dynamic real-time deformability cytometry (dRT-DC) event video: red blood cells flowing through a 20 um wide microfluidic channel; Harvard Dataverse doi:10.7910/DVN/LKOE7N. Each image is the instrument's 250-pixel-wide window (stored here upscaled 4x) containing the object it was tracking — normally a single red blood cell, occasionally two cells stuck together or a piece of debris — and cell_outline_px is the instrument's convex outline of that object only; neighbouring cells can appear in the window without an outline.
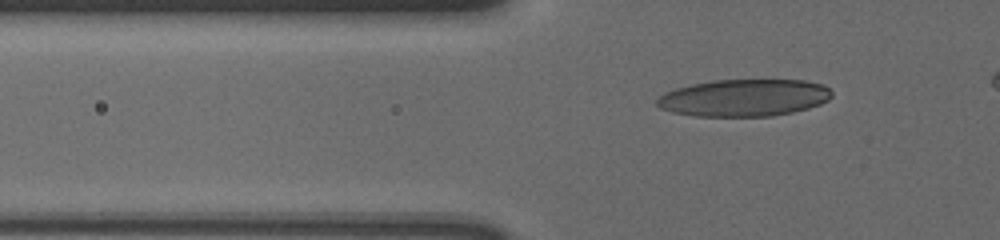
{"species": "human", "species_latin": "Homo sapiens", "temperature_condition": "cold", "stored_images_in_passage": 48, "camera_frame_rate_fps": 3000, "um_per_image_px": 0.085, "donor": {"sex": "male"}, "frame": {"image": 1, "passage_image": 13, "time_ms": 4.0, "image_size_px": [1000, 240], "cell_outline_px": [[832, 96], [828, 100], [820, 104], [808, 108], [792, 112], [772, 116], [696, 116], [672, 112], [660, 108], [656, 104], [656, 100], [664, 92], [676, 88], [692, 84], [712, 80], [804, 80], [824, 84], [832, 92]], "centroid_in_image_um": [63.25, 8.31], "position_along_channel_um": 62.6, "area_um2": 37.92}}
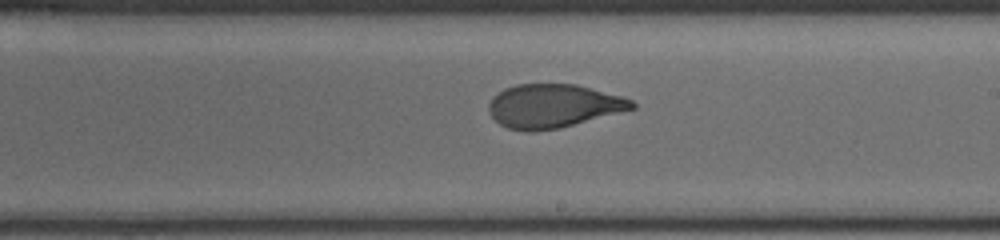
{"frame": {"image": 2, "passage_image": 29, "time_ms": 9.333, "image_size_px": [1000, 240], "cell_outline_px": [[636, 108], [560, 128], [532, 132], [524, 132], [508, 128], [500, 124], [492, 116], [488, 108], [488, 104], [492, 96], [504, 88], [516, 84], [576, 84], [624, 96], [632, 100], [636, 104]], "centroid_in_image_um": [47.02, 9.0], "position_along_channel_um": 242.0, "area_um2": 36.65}}
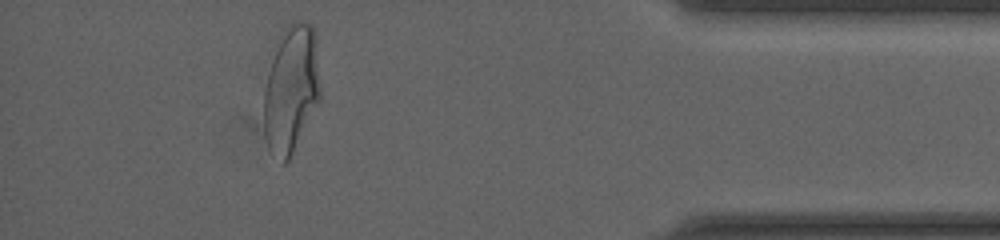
{"frame": {"image": 3, "passage_image": 46, "time_ms": 15.0, "image_size_px": [1000, 240], "cell_outline_px": [[320, 100], [288, 164], [284, 164], [268, 148], [264, 136], [264, 92], [268, 72], [280, 36], [284, 28], [292, 20], [300, 20], [312, 24], [316, 36], [320, 88]], "centroid_in_image_um": [24.76, 7.59], "position_along_channel_um": 410.4, "area_um2": 42.31}}